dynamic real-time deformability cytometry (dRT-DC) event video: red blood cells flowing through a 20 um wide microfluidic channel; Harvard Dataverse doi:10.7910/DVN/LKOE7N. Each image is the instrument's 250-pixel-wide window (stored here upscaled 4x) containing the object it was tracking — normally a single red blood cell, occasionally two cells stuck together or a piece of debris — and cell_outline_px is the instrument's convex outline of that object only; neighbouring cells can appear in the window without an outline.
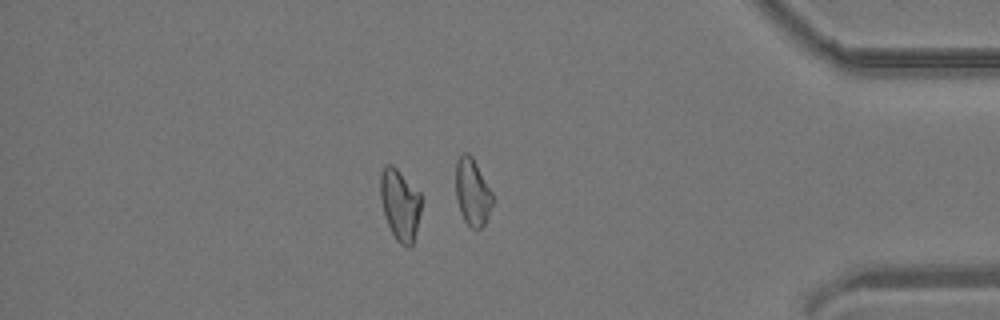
{"species": "common noctule bat (a hibernating species)", "species_latin": "Nyctalus noctula", "temperature_condition": "room temperature", "stored_images_in_passage": 41, "camera_frame_rate_fps": 3000, "um_per_image_px": 0.085, "animal": {"sex": "male", "body_mass_g": 19.2, "forearm_length_mm": 51.8}, "frame": {"image": 1, "passage_image": 35, "time_ms": 11.333, "image_size_px": [1000, 320], "cell_outline_px": [[420, 212], [412, 244], [408, 248], [400, 244], [396, 240], [384, 216], [380, 200], [380, 172], [388, 164], [392, 164], [420, 192]], "centroid_in_image_um": [33.97, 17.38], "position_along_channel_um": 401.2, "area_um2": 16.82}}